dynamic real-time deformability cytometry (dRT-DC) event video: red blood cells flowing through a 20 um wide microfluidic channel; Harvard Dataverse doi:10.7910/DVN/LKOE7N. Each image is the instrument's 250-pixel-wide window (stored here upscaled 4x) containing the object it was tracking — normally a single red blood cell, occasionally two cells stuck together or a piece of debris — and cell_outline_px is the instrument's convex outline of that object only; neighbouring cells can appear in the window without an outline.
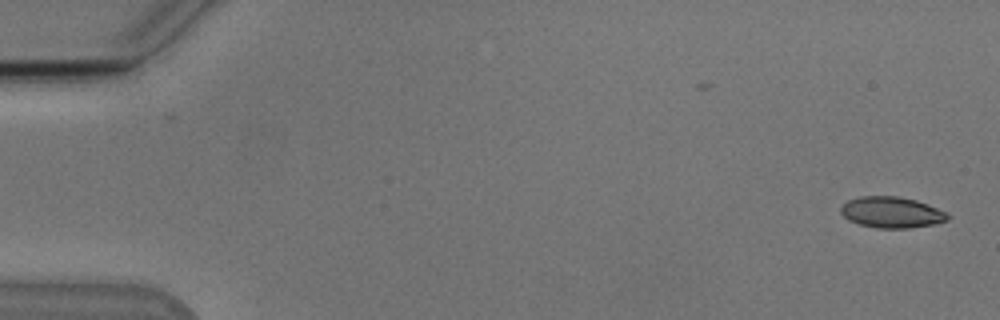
{"species": "Egyptian fruit bat (a non-hibernating species)", "species_latin": "Rousettus aegyptiacus", "temperature_condition": "cold", "stored_images_in_passage": 53, "camera_frame_rate_fps": 3000, "um_per_image_px": 0.085, "animal": {"sex": "male"}, "frame": {"image": 1, "passage_image": 1, "time_ms": 0.0, "image_size_px": [1000, 320], "cell_outline_px": [[952, 216], [948, 220], [932, 224], [908, 228], [876, 228], [860, 224], [848, 220], [840, 212], [840, 208], [848, 200], [860, 196], [896, 196], [916, 200], [928, 204], [948, 212]], "centroid_in_image_um": [75.81, 18.04], "position_along_channel_um": 9.2, "area_um2": 19.42}}
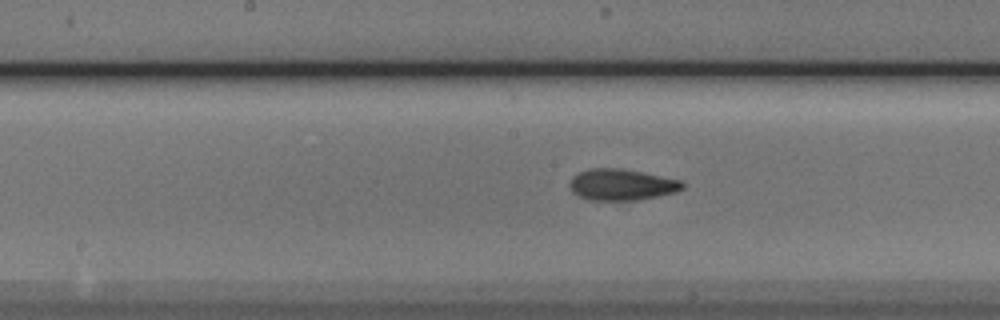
{"frame": {"image": 2, "passage_image": 27, "time_ms": 8.667, "image_size_px": [1000, 320], "cell_outline_px": [[684, 188], [676, 192], [640, 200], [588, 200], [572, 192], [568, 184], [572, 176], [588, 168], [620, 168], [684, 180]], "centroid_in_image_um": [52.85, 15.69], "position_along_channel_um": 195.4, "area_um2": 20.81}}
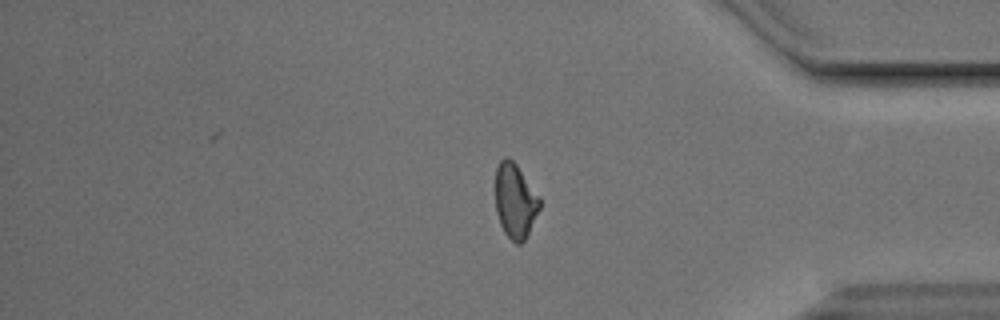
{"frame": {"image": 3, "passage_image": 44, "time_ms": 14.333, "image_size_px": [1000, 320], "cell_outline_px": [[540, 208], [524, 240], [520, 244], [516, 244], [504, 232], [500, 224], [496, 212], [496, 168], [500, 160], [504, 156], [508, 156], [516, 164], [540, 196]], "centroid_in_image_um": [43.78, 17.05], "position_along_channel_um": 391.4, "area_um2": 19.19}, "authors_computed_cell_mechanics": {"area_um2": 19.8832, "velocity_mm_per_s": 3.8413, "shape_relaxation_time_tau1_ms": 7.4638, "shape_relaxation_time_tau2_ms": 2.6994, "deformation_change_tau1": 0.1814, "deformation_change_tau2": 0.0946}}